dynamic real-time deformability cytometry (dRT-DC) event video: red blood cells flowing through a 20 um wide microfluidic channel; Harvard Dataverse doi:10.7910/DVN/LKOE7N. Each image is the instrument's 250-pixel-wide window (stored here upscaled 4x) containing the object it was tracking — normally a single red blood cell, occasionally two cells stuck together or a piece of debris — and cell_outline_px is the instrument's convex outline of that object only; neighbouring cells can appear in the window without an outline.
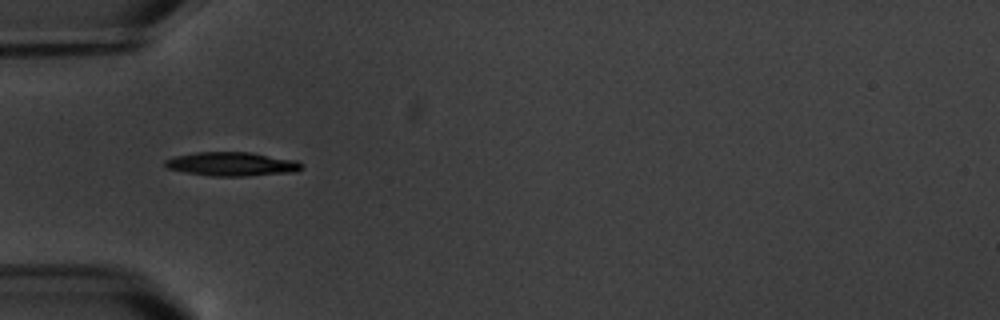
{"species": "common noctule bat (a hibernating species)", "species_latin": "Nyctalus noctula", "temperature_condition": "warm", "stored_images_in_passage": 6, "camera_frame_rate_fps": 3000, "um_per_image_px": 0.085, "animal": {"sex": "male", "body_mass_g": 20.1, "forearm_length_mm": 53.5}, "frame": {"image": 1, "passage_image": 5, "time_ms": 6.333, "image_size_px": [1000, 320], "cell_outline_px": [[304, 168], [296, 172], [244, 176], [212, 176], [188, 172], [168, 168], [164, 164], [164, 160], [176, 156], [196, 152], [252, 152], [296, 160], [304, 164]], "centroid_in_image_um": [19.78, 13.94], "position_along_channel_um": 65.2, "area_um2": 19.02}}